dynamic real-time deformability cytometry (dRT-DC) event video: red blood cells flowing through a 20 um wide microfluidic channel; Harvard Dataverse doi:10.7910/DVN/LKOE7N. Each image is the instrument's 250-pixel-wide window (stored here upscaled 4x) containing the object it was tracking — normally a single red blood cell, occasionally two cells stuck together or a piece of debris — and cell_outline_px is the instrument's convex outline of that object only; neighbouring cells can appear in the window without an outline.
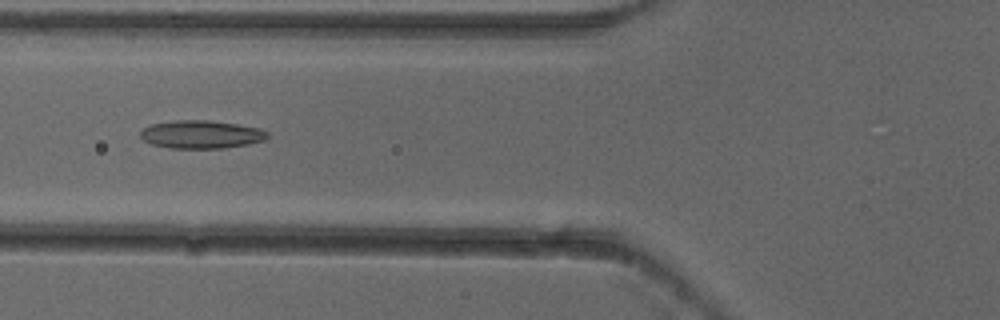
{"species": "common noctule bat (a hibernating species)", "species_latin": "Nyctalus noctula", "temperature_condition": "cold", "stored_images_in_passage": 6, "camera_frame_rate_fps": 3000, "um_per_image_px": 0.085, "animal": {"sex": "female"}, "frame": {"image": 1, "passage_image": 6, "time_ms": 1.667, "image_size_px": [1000, 320], "cell_outline_px": [[268, 136], [264, 140], [248, 144], [224, 148], [168, 148], [152, 144], [144, 140], [140, 136], [140, 132], [144, 128], [152, 124], [172, 120], [208, 120], [236, 124], [260, 128], [268, 132]], "centroid_in_image_um": [17.1, 11.42], "position_along_channel_um": 108.7, "area_um2": 20.75}}